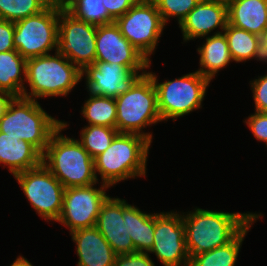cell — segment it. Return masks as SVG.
<instances>
[{
  "label": "cell",
  "instance_id": "cell-17",
  "mask_svg": "<svg viewBox=\"0 0 267 266\" xmlns=\"http://www.w3.org/2000/svg\"><path fill=\"white\" fill-rule=\"evenodd\" d=\"M228 23L226 0H200L179 24L183 40L205 37L218 26L222 31Z\"/></svg>",
  "mask_w": 267,
  "mask_h": 266
},
{
  "label": "cell",
  "instance_id": "cell-13",
  "mask_svg": "<svg viewBox=\"0 0 267 266\" xmlns=\"http://www.w3.org/2000/svg\"><path fill=\"white\" fill-rule=\"evenodd\" d=\"M152 252L164 266H189L181 214L172 211L155 214L154 243L148 253Z\"/></svg>",
  "mask_w": 267,
  "mask_h": 266
},
{
  "label": "cell",
  "instance_id": "cell-4",
  "mask_svg": "<svg viewBox=\"0 0 267 266\" xmlns=\"http://www.w3.org/2000/svg\"><path fill=\"white\" fill-rule=\"evenodd\" d=\"M62 121L51 117L33 99L13 97L0 118V132L33 145L42 155Z\"/></svg>",
  "mask_w": 267,
  "mask_h": 266
},
{
  "label": "cell",
  "instance_id": "cell-9",
  "mask_svg": "<svg viewBox=\"0 0 267 266\" xmlns=\"http://www.w3.org/2000/svg\"><path fill=\"white\" fill-rule=\"evenodd\" d=\"M122 35L150 62L166 26L153 0H141L115 20Z\"/></svg>",
  "mask_w": 267,
  "mask_h": 266
},
{
  "label": "cell",
  "instance_id": "cell-25",
  "mask_svg": "<svg viewBox=\"0 0 267 266\" xmlns=\"http://www.w3.org/2000/svg\"><path fill=\"white\" fill-rule=\"evenodd\" d=\"M90 98L82 107L83 118L89 125L116 128L117 105L115 98L90 93Z\"/></svg>",
  "mask_w": 267,
  "mask_h": 266
},
{
  "label": "cell",
  "instance_id": "cell-18",
  "mask_svg": "<svg viewBox=\"0 0 267 266\" xmlns=\"http://www.w3.org/2000/svg\"><path fill=\"white\" fill-rule=\"evenodd\" d=\"M70 234L77 246L78 266H114L117 255L95 226Z\"/></svg>",
  "mask_w": 267,
  "mask_h": 266
},
{
  "label": "cell",
  "instance_id": "cell-38",
  "mask_svg": "<svg viewBox=\"0 0 267 266\" xmlns=\"http://www.w3.org/2000/svg\"><path fill=\"white\" fill-rule=\"evenodd\" d=\"M13 96L6 92H0V118L4 115V112L12 100Z\"/></svg>",
  "mask_w": 267,
  "mask_h": 266
},
{
  "label": "cell",
  "instance_id": "cell-12",
  "mask_svg": "<svg viewBox=\"0 0 267 266\" xmlns=\"http://www.w3.org/2000/svg\"><path fill=\"white\" fill-rule=\"evenodd\" d=\"M93 186L95 185L64 190L61 215L57 222L68 227L70 233L96 225L100 208L109 197L105 192L109 186L102 184L99 189Z\"/></svg>",
  "mask_w": 267,
  "mask_h": 266
},
{
  "label": "cell",
  "instance_id": "cell-34",
  "mask_svg": "<svg viewBox=\"0 0 267 266\" xmlns=\"http://www.w3.org/2000/svg\"><path fill=\"white\" fill-rule=\"evenodd\" d=\"M14 22L0 19V52L15 50L14 48Z\"/></svg>",
  "mask_w": 267,
  "mask_h": 266
},
{
  "label": "cell",
  "instance_id": "cell-11",
  "mask_svg": "<svg viewBox=\"0 0 267 266\" xmlns=\"http://www.w3.org/2000/svg\"><path fill=\"white\" fill-rule=\"evenodd\" d=\"M97 26L78 20L68 11L59 13L57 52L81 71L95 62Z\"/></svg>",
  "mask_w": 267,
  "mask_h": 266
},
{
  "label": "cell",
  "instance_id": "cell-32",
  "mask_svg": "<svg viewBox=\"0 0 267 266\" xmlns=\"http://www.w3.org/2000/svg\"><path fill=\"white\" fill-rule=\"evenodd\" d=\"M254 137L259 141L266 142L267 146V113L256 112L244 121Z\"/></svg>",
  "mask_w": 267,
  "mask_h": 266
},
{
  "label": "cell",
  "instance_id": "cell-24",
  "mask_svg": "<svg viewBox=\"0 0 267 266\" xmlns=\"http://www.w3.org/2000/svg\"><path fill=\"white\" fill-rule=\"evenodd\" d=\"M259 218L257 215L231 242L211 251L194 255L189 266H235L241 244L252 223Z\"/></svg>",
  "mask_w": 267,
  "mask_h": 266
},
{
  "label": "cell",
  "instance_id": "cell-31",
  "mask_svg": "<svg viewBox=\"0 0 267 266\" xmlns=\"http://www.w3.org/2000/svg\"><path fill=\"white\" fill-rule=\"evenodd\" d=\"M256 112L267 113V74L250 82Z\"/></svg>",
  "mask_w": 267,
  "mask_h": 266
},
{
  "label": "cell",
  "instance_id": "cell-3",
  "mask_svg": "<svg viewBox=\"0 0 267 266\" xmlns=\"http://www.w3.org/2000/svg\"><path fill=\"white\" fill-rule=\"evenodd\" d=\"M151 142L138 134L118 133L110 146L94 158L95 174L109 187L128 178L146 175Z\"/></svg>",
  "mask_w": 267,
  "mask_h": 266
},
{
  "label": "cell",
  "instance_id": "cell-35",
  "mask_svg": "<svg viewBox=\"0 0 267 266\" xmlns=\"http://www.w3.org/2000/svg\"><path fill=\"white\" fill-rule=\"evenodd\" d=\"M140 1L141 0H103V5L106 7L108 14L116 20Z\"/></svg>",
  "mask_w": 267,
  "mask_h": 266
},
{
  "label": "cell",
  "instance_id": "cell-39",
  "mask_svg": "<svg viewBox=\"0 0 267 266\" xmlns=\"http://www.w3.org/2000/svg\"><path fill=\"white\" fill-rule=\"evenodd\" d=\"M10 266H33L26 258L18 256V258Z\"/></svg>",
  "mask_w": 267,
  "mask_h": 266
},
{
  "label": "cell",
  "instance_id": "cell-30",
  "mask_svg": "<svg viewBox=\"0 0 267 266\" xmlns=\"http://www.w3.org/2000/svg\"><path fill=\"white\" fill-rule=\"evenodd\" d=\"M164 24L170 17H177L178 24L199 3L200 0H153Z\"/></svg>",
  "mask_w": 267,
  "mask_h": 266
},
{
  "label": "cell",
  "instance_id": "cell-7",
  "mask_svg": "<svg viewBox=\"0 0 267 266\" xmlns=\"http://www.w3.org/2000/svg\"><path fill=\"white\" fill-rule=\"evenodd\" d=\"M147 74L157 90L158 110L162 121L170 118L175 121L178 117L202 107L206 89L211 82L197 71L163 83H158L155 73Z\"/></svg>",
  "mask_w": 267,
  "mask_h": 266
},
{
  "label": "cell",
  "instance_id": "cell-23",
  "mask_svg": "<svg viewBox=\"0 0 267 266\" xmlns=\"http://www.w3.org/2000/svg\"><path fill=\"white\" fill-rule=\"evenodd\" d=\"M25 73L26 59L16 50L0 52V92L22 97Z\"/></svg>",
  "mask_w": 267,
  "mask_h": 266
},
{
  "label": "cell",
  "instance_id": "cell-27",
  "mask_svg": "<svg viewBox=\"0 0 267 266\" xmlns=\"http://www.w3.org/2000/svg\"><path fill=\"white\" fill-rule=\"evenodd\" d=\"M224 34L228 41V47L232 60L243 62L254 58L257 46V35L246 30L236 28L227 23Z\"/></svg>",
  "mask_w": 267,
  "mask_h": 266
},
{
  "label": "cell",
  "instance_id": "cell-5",
  "mask_svg": "<svg viewBox=\"0 0 267 266\" xmlns=\"http://www.w3.org/2000/svg\"><path fill=\"white\" fill-rule=\"evenodd\" d=\"M81 74L82 71L76 65L57 51L54 56L47 54L26 59L25 81L31 92L25 89L22 96L33 100L67 96L81 81Z\"/></svg>",
  "mask_w": 267,
  "mask_h": 266
},
{
  "label": "cell",
  "instance_id": "cell-2",
  "mask_svg": "<svg viewBox=\"0 0 267 266\" xmlns=\"http://www.w3.org/2000/svg\"><path fill=\"white\" fill-rule=\"evenodd\" d=\"M67 126V122H62L52 134L42 155V163L65 189L95 185L98 178L94 159L78 140L61 135L60 132Z\"/></svg>",
  "mask_w": 267,
  "mask_h": 266
},
{
  "label": "cell",
  "instance_id": "cell-6",
  "mask_svg": "<svg viewBox=\"0 0 267 266\" xmlns=\"http://www.w3.org/2000/svg\"><path fill=\"white\" fill-rule=\"evenodd\" d=\"M117 105L116 130L119 133L138 134L152 143V134L142 129L162 121L157 100V90L146 73L124 94L115 98Z\"/></svg>",
  "mask_w": 267,
  "mask_h": 266
},
{
  "label": "cell",
  "instance_id": "cell-36",
  "mask_svg": "<svg viewBox=\"0 0 267 266\" xmlns=\"http://www.w3.org/2000/svg\"><path fill=\"white\" fill-rule=\"evenodd\" d=\"M256 60H267V32L257 35V46L254 53Z\"/></svg>",
  "mask_w": 267,
  "mask_h": 266
},
{
  "label": "cell",
  "instance_id": "cell-10",
  "mask_svg": "<svg viewBox=\"0 0 267 266\" xmlns=\"http://www.w3.org/2000/svg\"><path fill=\"white\" fill-rule=\"evenodd\" d=\"M36 213L47 221H58L65 187L43 165L14 175Z\"/></svg>",
  "mask_w": 267,
  "mask_h": 266
},
{
  "label": "cell",
  "instance_id": "cell-22",
  "mask_svg": "<svg viewBox=\"0 0 267 266\" xmlns=\"http://www.w3.org/2000/svg\"><path fill=\"white\" fill-rule=\"evenodd\" d=\"M126 227L135 252L148 253L154 243L155 213H144L126 202Z\"/></svg>",
  "mask_w": 267,
  "mask_h": 266
},
{
  "label": "cell",
  "instance_id": "cell-21",
  "mask_svg": "<svg viewBox=\"0 0 267 266\" xmlns=\"http://www.w3.org/2000/svg\"><path fill=\"white\" fill-rule=\"evenodd\" d=\"M200 54V69L197 70L202 76L210 81L226 67L232 60L228 41L224 32H215L212 36L206 37V43L197 49Z\"/></svg>",
  "mask_w": 267,
  "mask_h": 266
},
{
  "label": "cell",
  "instance_id": "cell-29",
  "mask_svg": "<svg viewBox=\"0 0 267 266\" xmlns=\"http://www.w3.org/2000/svg\"><path fill=\"white\" fill-rule=\"evenodd\" d=\"M44 9L38 0H0V19L16 22Z\"/></svg>",
  "mask_w": 267,
  "mask_h": 266
},
{
  "label": "cell",
  "instance_id": "cell-15",
  "mask_svg": "<svg viewBox=\"0 0 267 266\" xmlns=\"http://www.w3.org/2000/svg\"><path fill=\"white\" fill-rule=\"evenodd\" d=\"M133 72L117 63L95 61L82 70V77H86L89 93L116 98L127 92L133 84L146 73Z\"/></svg>",
  "mask_w": 267,
  "mask_h": 266
},
{
  "label": "cell",
  "instance_id": "cell-16",
  "mask_svg": "<svg viewBox=\"0 0 267 266\" xmlns=\"http://www.w3.org/2000/svg\"><path fill=\"white\" fill-rule=\"evenodd\" d=\"M95 227L113 248L116 255L135 253L126 227V200L108 197L100 208Z\"/></svg>",
  "mask_w": 267,
  "mask_h": 266
},
{
  "label": "cell",
  "instance_id": "cell-14",
  "mask_svg": "<svg viewBox=\"0 0 267 266\" xmlns=\"http://www.w3.org/2000/svg\"><path fill=\"white\" fill-rule=\"evenodd\" d=\"M95 61L117 63L133 72L147 73L150 63L120 32L114 23L97 26Z\"/></svg>",
  "mask_w": 267,
  "mask_h": 266
},
{
  "label": "cell",
  "instance_id": "cell-26",
  "mask_svg": "<svg viewBox=\"0 0 267 266\" xmlns=\"http://www.w3.org/2000/svg\"><path fill=\"white\" fill-rule=\"evenodd\" d=\"M66 11L78 20L95 26L115 22L103 5V0H68Z\"/></svg>",
  "mask_w": 267,
  "mask_h": 266
},
{
  "label": "cell",
  "instance_id": "cell-20",
  "mask_svg": "<svg viewBox=\"0 0 267 266\" xmlns=\"http://www.w3.org/2000/svg\"><path fill=\"white\" fill-rule=\"evenodd\" d=\"M17 173L34 169L42 164V154L30 143L0 132V164Z\"/></svg>",
  "mask_w": 267,
  "mask_h": 266
},
{
  "label": "cell",
  "instance_id": "cell-33",
  "mask_svg": "<svg viewBox=\"0 0 267 266\" xmlns=\"http://www.w3.org/2000/svg\"><path fill=\"white\" fill-rule=\"evenodd\" d=\"M114 266H155L148 253L135 252L117 255Z\"/></svg>",
  "mask_w": 267,
  "mask_h": 266
},
{
  "label": "cell",
  "instance_id": "cell-8",
  "mask_svg": "<svg viewBox=\"0 0 267 266\" xmlns=\"http://www.w3.org/2000/svg\"><path fill=\"white\" fill-rule=\"evenodd\" d=\"M59 10L45 8L40 13L14 22V48L25 59L57 50Z\"/></svg>",
  "mask_w": 267,
  "mask_h": 266
},
{
  "label": "cell",
  "instance_id": "cell-1",
  "mask_svg": "<svg viewBox=\"0 0 267 266\" xmlns=\"http://www.w3.org/2000/svg\"><path fill=\"white\" fill-rule=\"evenodd\" d=\"M186 248L191 258L231 242L257 215L195 208L184 215Z\"/></svg>",
  "mask_w": 267,
  "mask_h": 266
},
{
  "label": "cell",
  "instance_id": "cell-37",
  "mask_svg": "<svg viewBox=\"0 0 267 266\" xmlns=\"http://www.w3.org/2000/svg\"><path fill=\"white\" fill-rule=\"evenodd\" d=\"M44 8L66 10L68 0H38Z\"/></svg>",
  "mask_w": 267,
  "mask_h": 266
},
{
  "label": "cell",
  "instance_id": "cell-19",
  "mask_svg": "<svg viewBox=\"0 0 267 266\" xmlns=\"http://www.w3.org/2000/svg\"><path fill=\"white\" fill-rule=\"evenodd\" d=\"M228 23L253 34L267 32V0H226Z\"/></svg>",
  "mask_w": 267,
  "mask_h": 266
},
{
  "label": "cell",
  "instance_id": "cell-28",
  "mask_svg": "<svg viewBox=\"0 0 267 266\" xmlns=\"http://www.w3.org/2000/svg\"><path fill=\"white\" fill-rule=\"evenodd\" d=\"M118 133L116 128L88 125L82 128L80 133L81 140L78 139V141L94 159L110 146L112 140Z\"/></svg>",
  "mask_w": 267,
  "mask_h": 266
}]
</instances>
